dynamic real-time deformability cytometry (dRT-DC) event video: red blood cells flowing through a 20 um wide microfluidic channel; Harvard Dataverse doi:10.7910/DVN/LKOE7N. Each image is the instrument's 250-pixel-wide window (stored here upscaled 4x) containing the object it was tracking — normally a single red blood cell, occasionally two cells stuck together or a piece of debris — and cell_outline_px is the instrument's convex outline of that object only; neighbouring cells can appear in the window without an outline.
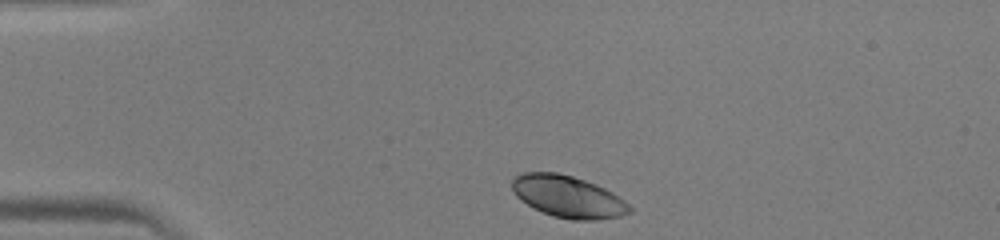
{"species": "human", "species_latin": "Homo sapiens", "temperature_condition": "warm", "stored_images_in_passage": 38, "camera_frame_rate_fps": 3000, "um_per_image_px": 0.085, "donor": {"sex": "male"}, "frame": {"image": 1, "passage_image": 1, "time_ms": 0.0, "image_size_px": [1000, 240], "cell_outline_px": [[632, 212], [620, 216], [596, 220], [572, 220], [552, 216], [520, 200], [516, 196], [512, 188], [512, 180], [516, 176], [524, 172], [556, 172], [572, 176], [596, 184], [612, 192], [624, 200], [632, 208]], "centroid_in_image_um": [48.29, 16.71], "position_along_channel_um": 36.7, "area_um2": 28.55}}
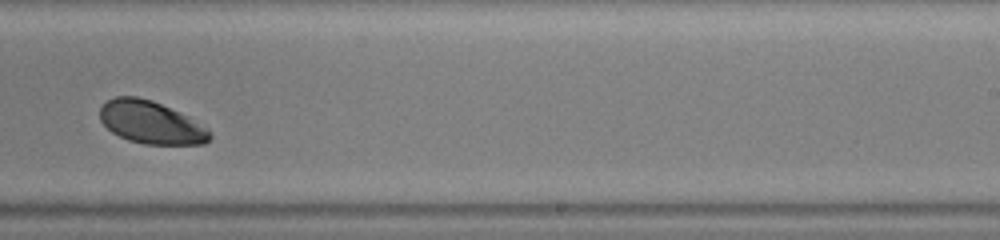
{"frame": {"image": 2, "passage_image": 21, "time_ms": 6.667, "image_size_px": [1000, 240], "cell_outline_px": [[212, 136], [204, 144], [144, 144], [128, 140], [112, 132], [100, 120], [100, 108], [108, 100], [116, 96], [136, 96], [152, 100], [208, 128]], "centroid_in_image_um": [12.8, 10.42], "position_along_channel_um": 276.2, "area_um2": 26.76}}
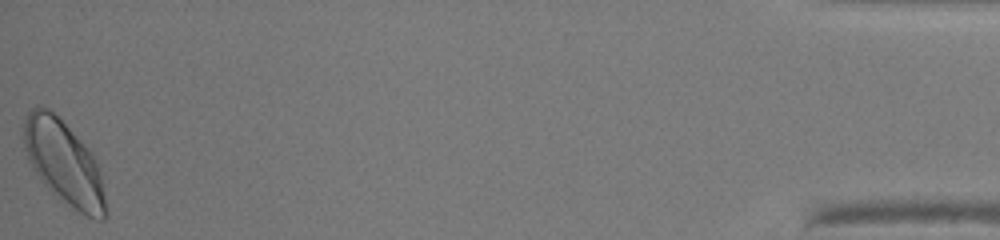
{"frame": {"image": 3, "passage_image": 38, "time_ms": 12.333, "image_size_px": [1000, 240], "cell_outline_px": [[108, 216], [104, 220], [96, 220], [72, 208], [48, 188], [36, 172], [28, 160], [24, 148], [20, 128], [28, 112], [36, 104], [48, 108], [92, 152], [96, 160], [100, 172]], "centroid_in_image_um": [5.41, 13.82], "position_along_channel_um": 429.8, "area_um2": 39.88}}